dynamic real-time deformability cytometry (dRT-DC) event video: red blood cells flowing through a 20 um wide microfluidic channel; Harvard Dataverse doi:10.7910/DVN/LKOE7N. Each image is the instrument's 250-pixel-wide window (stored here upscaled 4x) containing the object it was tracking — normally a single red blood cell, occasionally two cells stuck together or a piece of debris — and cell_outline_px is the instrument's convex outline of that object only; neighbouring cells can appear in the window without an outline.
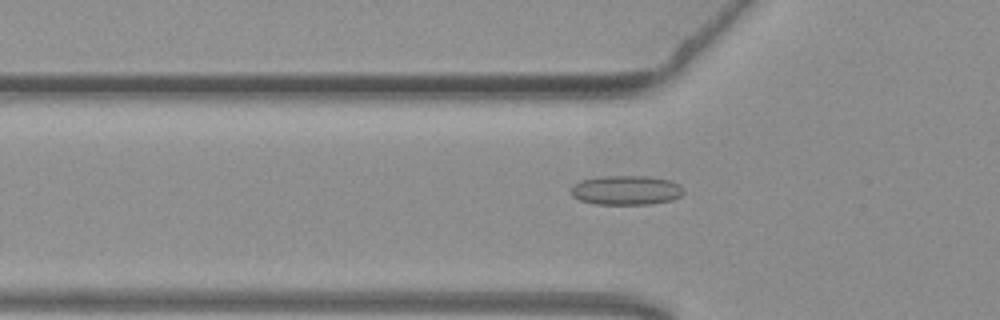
{"species": "common noctule bat (a hibernating species)", "species_latin": "Nyctalus noctula", "temperature_condition": "warm", "stored_images_in_passage": 54, "camera_frame_rate_fps": 3000, "um_per_image_px": 0.085, "animal": {"sex": "female", "body_mass_g": 19.3, "forearm_length_mm": 54.1}, "frame": {"image": 1, "passage_image": 18, "time_ms": 5.667, "image_size_px": [1000, 320], "cell_outline_px": [[684, 192], [680, 196], [672, 200], [648, 204], [596, 204], [580, 200], [572, 196], [572, 184], [580, 180], [596, 176], [652, 176], [672, 180], [680, 184], [684, 188]], "centroid_in_image_um": [53.24, 16.15], "position_along_channel_um": 72.6, "area_um2": 19.59}}
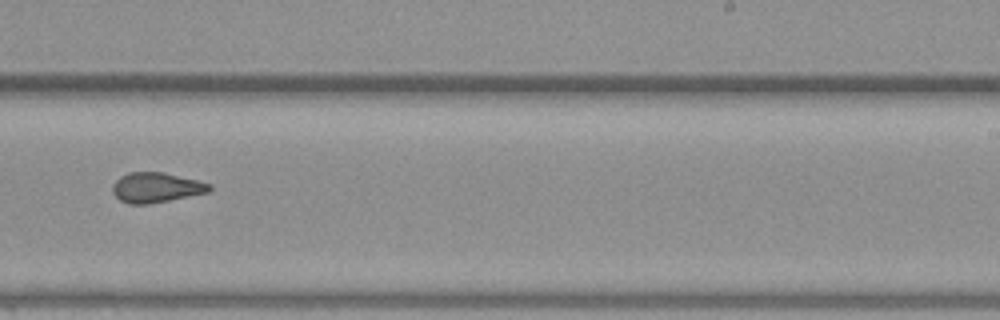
{"frame": {"image": 2, "passage_image": 34, "time_ms": 11.0, "image_size_px": [1000, 320], "cell_outline_px": [[212, 188], [208, 192], [148, 204], [128, 204], [120, 200], [112, 192], [112, 188], [116, 180], [120, 176], [128, 172], [164, 172], [212, 184]], "centroid_in_image_um": [13.25, 15.93], "position_along_channel_um": 275.7, "area_um2": 16.82}}
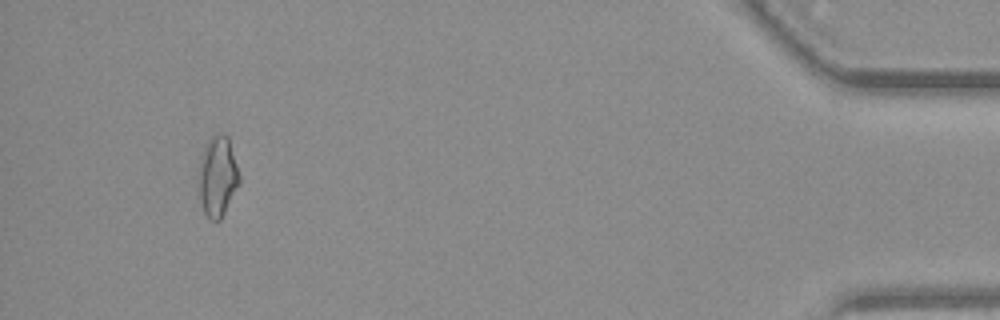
{"frame": {"image": 3, "passage_image": 51, "time_ms": 16.667, "image_size_px": [1000, 320], "cell_outline_px": [[240, 184], [220, 220], [208, 220], [200, 204], [196, 188], [200, 160], [204, 148], [208, 140], [212, 136], [220, 132], [228, 136], [240, 176]], "centroid_in_image_um": [18.46, 15.03], "position_along_channel_um": 416.7, "area_um2": 19.54}, "authors_computed_cell_mechanics": {"area_um2": 17.8024, "velocity_mm_per_s": 3.8022, "shape_relaxation_time_tau1_ms": null, "shape_relaxation_time_tau2_ms": 1.5745, "deformation_change_tau1": null, "deformation_change_tau2": 0.0949}}